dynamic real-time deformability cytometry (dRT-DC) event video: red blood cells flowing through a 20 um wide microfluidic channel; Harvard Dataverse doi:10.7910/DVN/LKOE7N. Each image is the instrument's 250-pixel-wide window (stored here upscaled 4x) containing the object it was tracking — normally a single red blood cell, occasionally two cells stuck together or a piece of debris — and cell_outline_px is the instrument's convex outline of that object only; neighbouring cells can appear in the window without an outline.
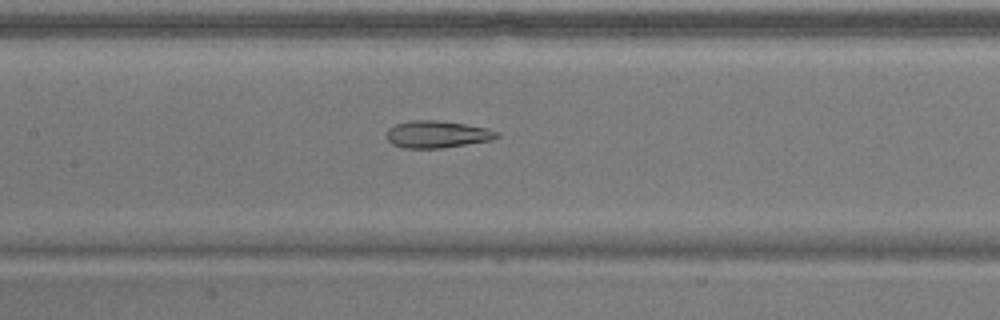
{"species": "common noctule bat (a hibernating species)", "species_latin": "Nyctalus noctula", "temperature_condition": "warm", "stored_images_in_passage": 50, "camera_frame_rate_fps": 3000, "um_per_image_px": 0.085, "animal": {"sex": "male", "body_mass_g": 17.9}, "frame": {"image": 1, "passage_image": 25, "time_ms": 8.0, "image_size_px": [1000, 320], "cell_outline_px": [[500, 136], [492, 140], [444, 148], [404, 148], [392, 144], [384, 136], [388, 128], [396, 124], [408, 120], [436, 120], [464, 124], [488, 128], [500, 132]], "centroid_in_image_um": [37.15, 11.42], "position_along_channel_um": 170.3, "area_um2": 17.69}}
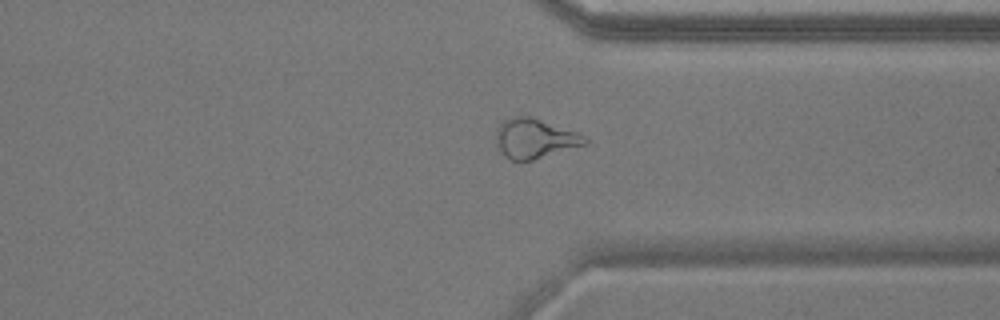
{"frame": {"image": 2, "passage_image": 41, "time_ms": 13.333, "image_size_px": [1000, 320], "cell_outline_px": [[588, 144], [532, 160], [512, 160], [504, 156], [496, 144], [496, 128], [504, 120], [516, 116], [528, 116], [588, 136]], "centroid_in_image_um": [45.46, 11.78], "position_along_channel_um": 365.9, "area_um2": 20.35}}
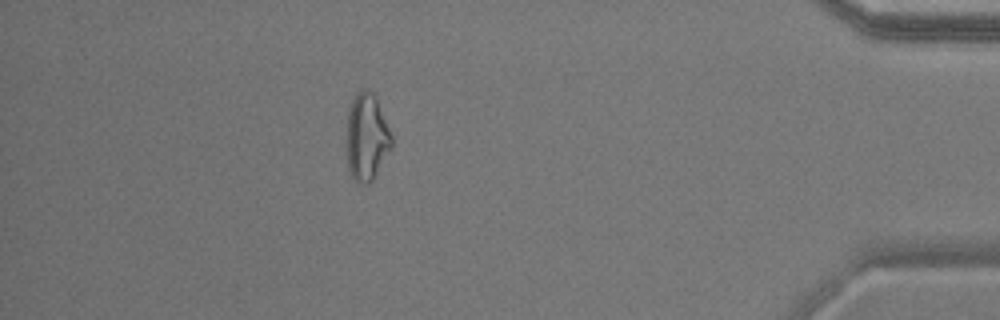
{"frame": {"image": 3, "passage_image": 48, "time_ms": 15.667, "image_size_px": [1000, 320], "cell_outline_px": [[392, 148], [372, 180], [368, 184], [360, 184], [352, 176], [348, 168], [348, 112], [352, 100], [356, 92], [364, 88], [368, 88], [376, 96], [392, 136]], "centroid_in_image_um": [31.19, 11.62], "position_along_channel_um": 404.0, "area_um2": 22.66}, "authors_computed_cell_mechanics": {"area_um2": 21.2415, "velocity_mm_per_s": 3.678, "shape_relaxation_time_tau1_ms": null, "shape_relaxation_time_tau2_ms": 2.921, "deformation_change_tau1": null, "deformation_change_tau2": 0.1126}}